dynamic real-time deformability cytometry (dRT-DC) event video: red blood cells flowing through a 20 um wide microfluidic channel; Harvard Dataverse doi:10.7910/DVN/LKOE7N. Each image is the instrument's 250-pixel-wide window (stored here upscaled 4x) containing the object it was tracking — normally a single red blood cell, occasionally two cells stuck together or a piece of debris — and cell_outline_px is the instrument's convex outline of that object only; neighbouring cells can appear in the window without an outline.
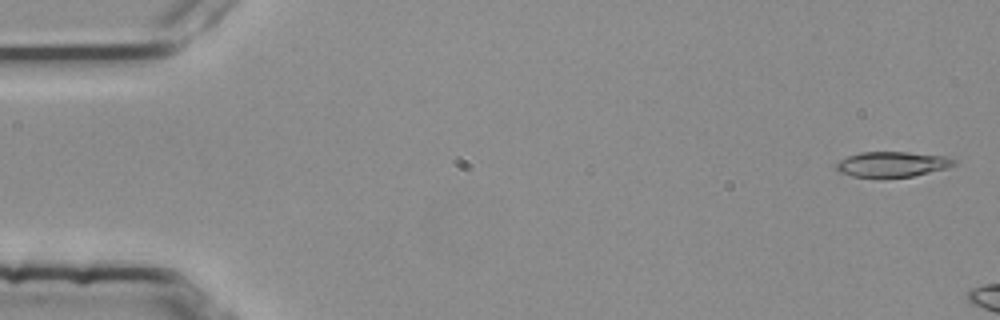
{"species": "common noctule bat (a hibernating species)", "species_latin": "Nyctalus noctula", "temperature_condition": "room temperature", "stored_images_in_passage": 3, "camera_frame_rate_fps": 3000, "um_per_image_px": 0.085, "animal": {"sex": "female", "body_mass_g": 25.1}, "frame": {"image": 1, "passage_image": 1, "time_ms": 0.0, "image_size_px": [1000, 320], "cell_outline_px": [[956, 164], [948, 168], [912, 176], [880, 180], [876, 180], [852, 176], [836, 172], [836, 164], [840, 160], [848, 156], [860, 152], [908, 152], [944, 156], [956, 160]], "centroid_in_image_um": [75.78, 14.0], "position_along_channel_um": 9.2, "area_um2": 18.03}}